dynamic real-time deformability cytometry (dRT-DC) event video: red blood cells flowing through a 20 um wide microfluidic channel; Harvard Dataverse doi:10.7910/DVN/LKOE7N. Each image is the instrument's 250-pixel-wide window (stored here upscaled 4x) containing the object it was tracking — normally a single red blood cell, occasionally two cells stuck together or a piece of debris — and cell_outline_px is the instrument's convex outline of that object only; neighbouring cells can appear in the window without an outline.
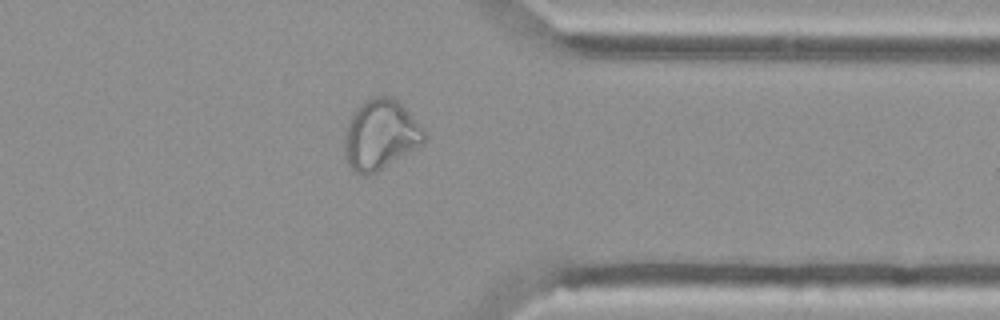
{"species": "Egyptian fruit bat (a non-hibernating species)", "species_latin": "Rousettus aegyptiacus", "temperature_condition": "cold", "stored_images_in_passage": 42, "camera_frame_rate_fps": 3000, "um_per_image_px": 0.085, "animal": {"sex": "female"}, "frame": {"image": 1, "passage_image": 36, "time_ms": 11.667, "image_size_px": [1000, 320], "cell_outline_px": [[428, 136], [424, 144], [376, 172], [368, 176], [364, 176], [356, 172], [348, 164], [344, 156], [344, 132], [348, 120], [356, 108], [368, 100], [376, 96], [388, 96], [396, 100], [424, 128]], "centroid_in_image_um": [32.34, 11.48], "position_along_channel_um": 379.1, "area_um2": 32.6}}